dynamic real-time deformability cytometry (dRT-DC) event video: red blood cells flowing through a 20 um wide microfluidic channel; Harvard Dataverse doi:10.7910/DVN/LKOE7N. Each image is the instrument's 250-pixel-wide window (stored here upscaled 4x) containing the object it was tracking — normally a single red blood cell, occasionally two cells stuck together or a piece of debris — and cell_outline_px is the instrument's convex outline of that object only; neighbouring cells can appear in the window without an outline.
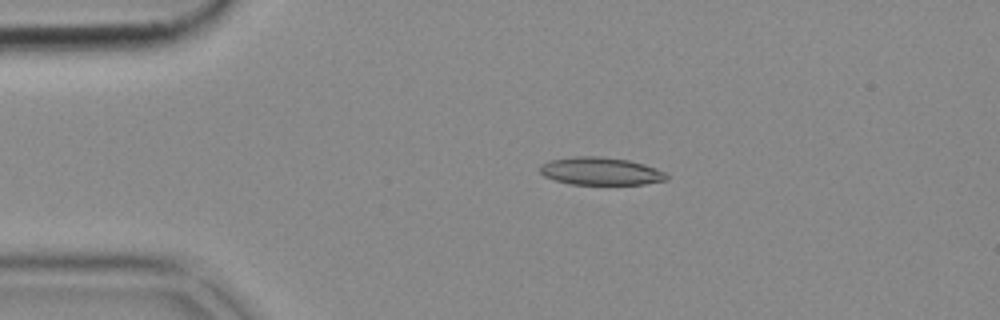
{"species": "common noctule bat (a hibernating species)", "species_latin": "Nyctalus noctula", "temperature_condition": "cold", "stored_images_in_passage": 46, "camera_frame_rate_fps": 3000, "um_per_image_px": 0.085, "animal": {"sex": "female", "body_mass_g": 18.4}, "frame": {"image": 1, "passage_image": 5, "time_ms": 1.333, "image_size_px": [1000, 320], "cell_outline_px": [[668, 180], [644, 184], [572, 184], [556, 180], [544, 176], [540, 172], [540, 168], [544, 164], [552, 160], [572, 156], [600, 156], [628, 160], [644, 164], [656, 168], [664, 172], [668, 176]], "centroid_in_image_um": [51.09, 14.55], "position_along_channel_um": 33.9, "area_um2": 20.29}}
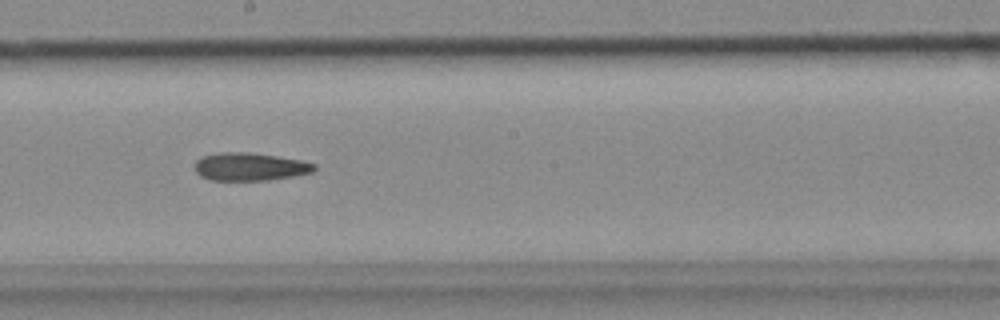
{"frame": {"image": 2, "passage_image": 23, "time_ms": 7.333, "image_size_px": [1000, 320], "cell_outline_px": [[316, 168], [312, 172], [292, 176], [268, 180], [208, 180], [200, 176], [196, 172], [192, 164], [196, 160], [204, 156], [216, 152], [248, 152], [276, 156], [300, 160], [316, 164]], "centroid_in_image_um": [21.18, 14.17], "position_along_channel_um": 227.0, "area_um2": 19.54}}
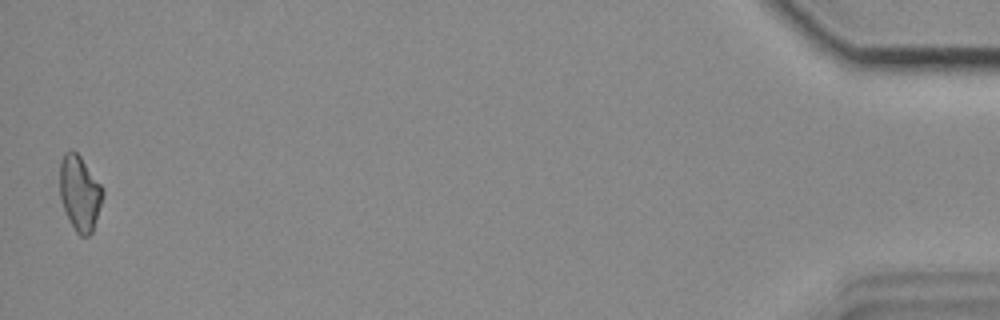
{"frame": {"image": 3, "passage_image": 46, "time_ms": 15.0, "image_size_px": [1000, 320], "cell_outline_px": [[104, 192], [92, 232], [88, 236], [80, 236], [76, 232], [64, 208], [60, 196], [60, 160], [64, 152], [76, 152], [80, 156], [104, 188]], "centroid_in_image_um": [6.78, 16.4], "position_along_channel_um": 428.4, "area_um2": 18.5}}